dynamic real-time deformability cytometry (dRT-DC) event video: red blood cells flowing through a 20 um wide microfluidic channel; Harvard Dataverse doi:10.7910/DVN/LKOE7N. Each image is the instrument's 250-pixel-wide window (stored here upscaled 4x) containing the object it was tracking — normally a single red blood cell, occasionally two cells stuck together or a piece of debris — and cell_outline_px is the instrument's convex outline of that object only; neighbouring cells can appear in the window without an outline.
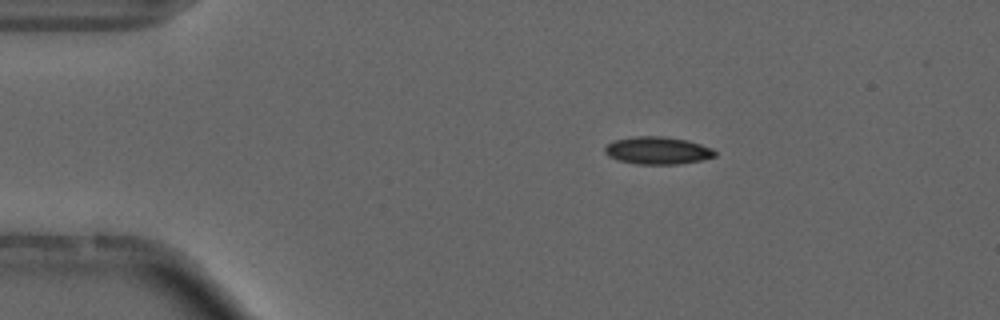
{"species": "common noctule bat (a hibernating species)", "species_latin": "Nyctalus noctula", "temperature_condition": "cold", "stored_images_in_passage": 23, "camera_frame_rate_fps": 3000, "um_per_image_px": 0.085, "animal": {"sex": "male", "forearm_length_mm": 52.5}, "frame": {"image": 1, "passage_image": 1, "time_ms": 0.0, "image_size_px": [1000, 320], "cell_outline_px": [[716, 156], [700, 160], [680, 164], [636, 164], [620, 160], [608, 156], [604, 152], [604, 148], [612, 140], [636, 136], [660, 136], [684, 140], [700, 144], [712, 148], [716, 152]], "centroid_in_image_um": [55.87, 12.79], "position_along_channel_um": 29.1, "area_um2": 17.51}}